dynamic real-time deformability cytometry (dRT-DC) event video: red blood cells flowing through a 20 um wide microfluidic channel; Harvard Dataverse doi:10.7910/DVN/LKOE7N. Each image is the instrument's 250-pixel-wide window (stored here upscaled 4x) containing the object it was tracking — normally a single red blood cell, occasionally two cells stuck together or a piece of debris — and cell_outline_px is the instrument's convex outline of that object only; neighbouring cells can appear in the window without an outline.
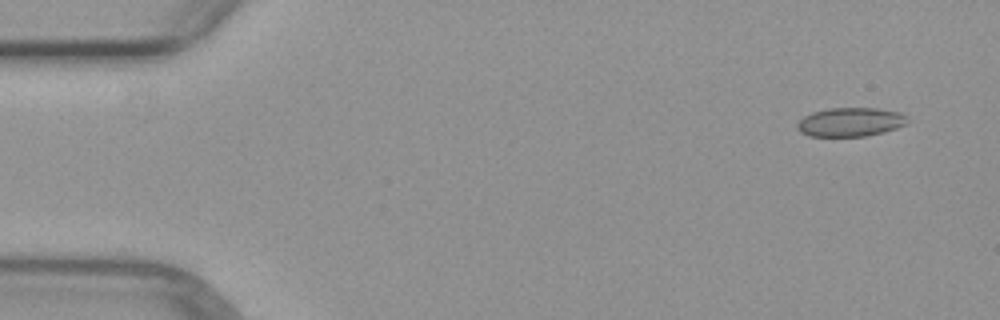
{"species": "common noctule bat (a hibernating species)", "species_latin": "Nyctalus noctula", "temperature_condition": "warm", "stored_images_in_passage": 4, "camera_frame_rate_fps": 3000, "um_per_image_px": 0.085, "animal": {"sex": "female", "body_mass_g": 29.2, "forearm_length_mm": 56.3}, "frame": {"image": 1, "passage_image": 1, "time_ms": 0.0, "image_size_px": [1000, 320], "cell_outline_px": [[908, 124], [884, 132], [864, 136], [808, 136], [800, 132], [796, 128], [796, 124], [804, 116], [812, 112], [828, 108], [876, 108], [900, 112], [908, 116]], "centroid_in_image_um": [72.29, 10.37], "position_along_channel_um": 12.7, "area_um2": 18.73}}
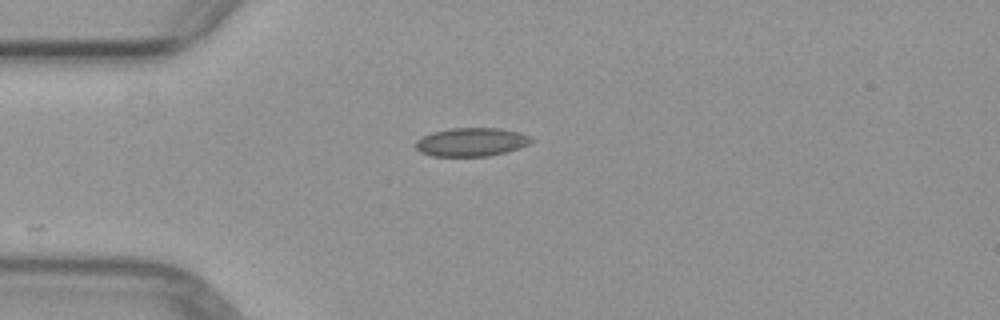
{"frame": {"image": 2, "passage_image": 3, "time_ms": 3.333, "image_size_px": [1000, 320], "cell_outline_px": [[536, 140], [520, 148], [488, 156], [432, 156], [420, 152], [416, 148], [416, 140], [432, 132], [452, 128], [500, 128], [520, 132], [532, 136]], "centroid_in_image_um": [40.11, 12.07], "position_along_channel_um": 44.9, "area_um2": 19.31}}